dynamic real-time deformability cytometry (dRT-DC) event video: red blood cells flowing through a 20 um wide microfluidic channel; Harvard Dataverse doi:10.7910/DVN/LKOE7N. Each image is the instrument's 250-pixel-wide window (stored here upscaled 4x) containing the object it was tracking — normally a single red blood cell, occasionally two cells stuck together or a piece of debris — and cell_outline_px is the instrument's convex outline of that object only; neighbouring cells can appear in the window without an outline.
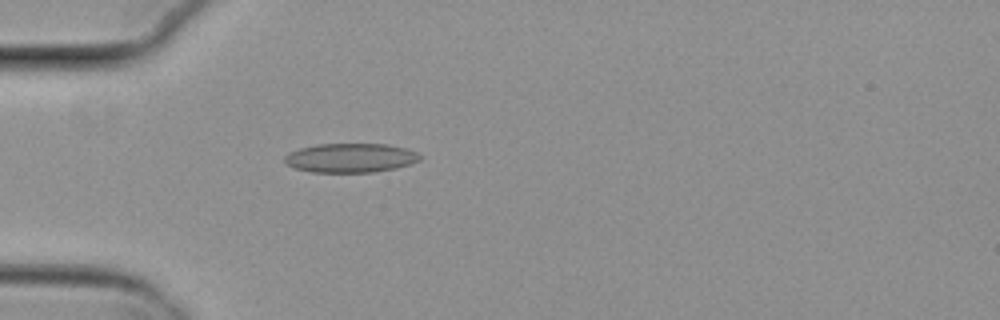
{"species": "common noctule bat (a hibernating species)", "species_latin": "Nyctalus noctula", "temperature_condition": "cold", "stored_images_in_passage": 39, "camera_frame_rate_fps": 3000, "um_per_image_px": 0.085, "animal": {"sex": "female", "body_mass_g": 29.2, "forearm_length_mm": 56.3}, "frame": {"image": 1, "passage_image": 1, "time_ms": 0.0, "image_size_px": [1000, 320], "cell_outline_px": [[424, 156], [420, 160], [396, 168], [372, 172], [312, 172], [296, 168], [284, 164], [284, 156], [288, 152], [300, 148], [316, 144], [388, 144], [408, 148]], "centroid_in_image_um": [29.79, 13.41], "position_along_channel_um": 55.2, "area_um2": 23.18}}
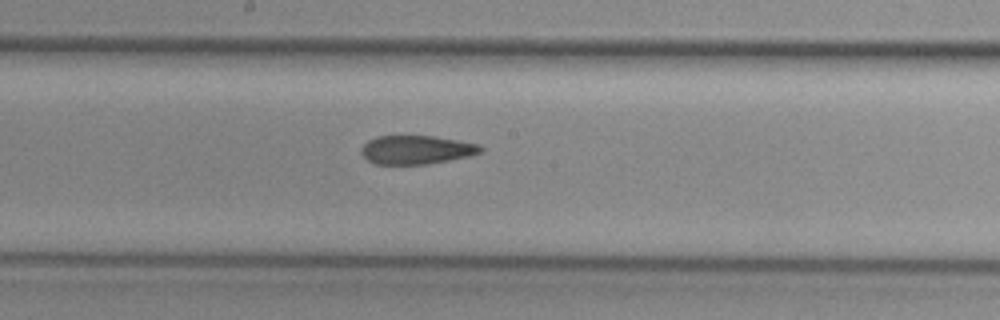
{"frame": {"image": 2, "passage_image": 14, "time_ms": 4.333, "image_size_px": [1000, 320], "cell_outline_px": [[484, 148], [480, 152], [468, 156], [428, 164], [372, 164], [360, 152], [360, 148], [368, 140], [376, 136], [432, 136], [480, 144]], "centroid_in_image_um": [35.36, 12.73], "position_along_channel_um": 212.8, "area_um2": 19.88}}
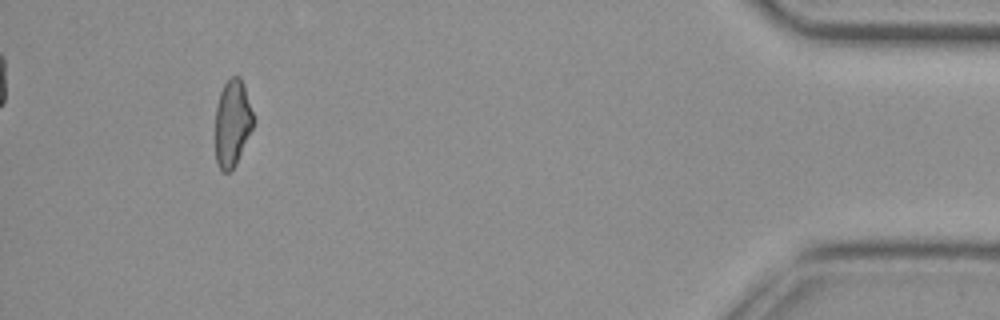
{"frame": {"image": 3, "passage_image": 35, "time_ms": 11.333, "image_size_px": [1000, 320], "cell_outline_px": [[256, 120], [236, 164], [228, 172], [224, 172], [220, 168], [216, 160], [216, 108], [220, 92], [224, 84], [232, 76], [240, 76], [244, 84]], "centroid_in_image_um": [19.78, 10.43], "position_along_channel_um": 415.4, "area_um2": 19.25}, "authors_computed_cell_mechanics": {"area_um2": 20.9814, "velocity_mm_per_s": 3.8304, "shape_relaxation_time_tau1_ms": null, "shape_relaxation_time_tau2_ms": 3.9283, "deformation_change_tau1": null, "deformation_change_tau2": 0.1214}}